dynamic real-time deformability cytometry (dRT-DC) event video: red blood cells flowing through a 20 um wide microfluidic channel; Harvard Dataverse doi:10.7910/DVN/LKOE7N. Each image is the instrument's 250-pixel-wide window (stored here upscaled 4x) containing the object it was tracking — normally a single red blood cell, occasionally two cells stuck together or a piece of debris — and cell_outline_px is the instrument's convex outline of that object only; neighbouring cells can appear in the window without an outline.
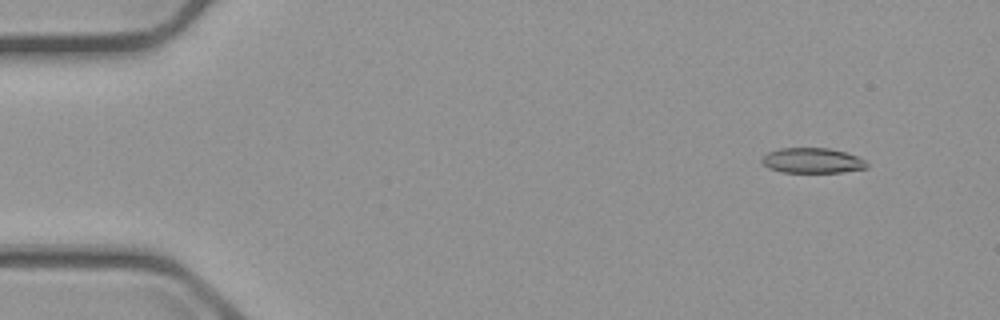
{"species": "common noctule bat (a hibernating species)", "species_latin": "Nyctalus noctula", "temperature_condition": "cold", "stored_images_in_passage": 5, "camera_frame_rate_fps": 3000, "um_per_image_px": 0.085, "animal": {"sex": "male", "body_mass_g": 23.1, "forearm_length_mm": 52.7}, "frame": {"image": 1, "passage_image": 2, "time_ms": 1.333, "image_size_px": [1000, 320], "cell_outline_px": [[868, 168], [840, 172], [780, 172], [768, 168], [760, 160], [768, 152], [780, 148], [828, 148], [844, 152], [856, 156], [864, 160], [868, 164]], "centroid_in_image_um": [69.03, 13.65], "position_along_channel_um": 16.0, "area_um2": 15.32}}
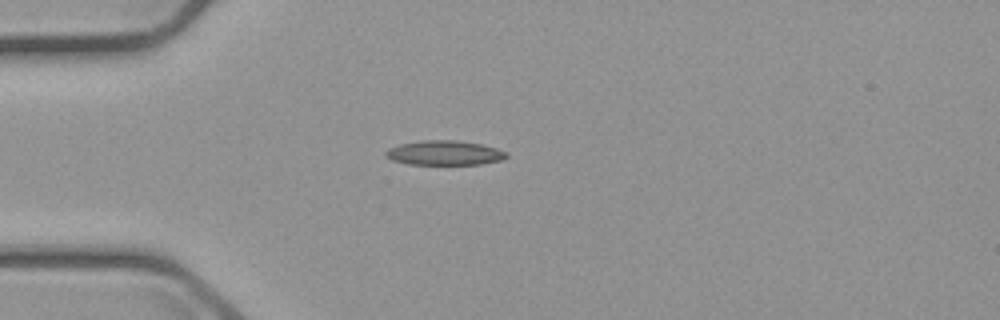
{"frame": {"image": 2, "passage_image": 5, "time_ms": 4.667, "image_size_px": [1000, 320], "cell_outline_px": [[508, 156], [504, 160], [480, 164], [408, 164], [392, 160], [384, 156], [384, 152], [388, 148], [400, 144], [420, 140], [456, 140], [480, 144], [496, 148], [508, 152]], "centroid_in_image_um": [37.77, 12.99], "position_along_channel_um": 47.2, "area_um2": 17.4}}